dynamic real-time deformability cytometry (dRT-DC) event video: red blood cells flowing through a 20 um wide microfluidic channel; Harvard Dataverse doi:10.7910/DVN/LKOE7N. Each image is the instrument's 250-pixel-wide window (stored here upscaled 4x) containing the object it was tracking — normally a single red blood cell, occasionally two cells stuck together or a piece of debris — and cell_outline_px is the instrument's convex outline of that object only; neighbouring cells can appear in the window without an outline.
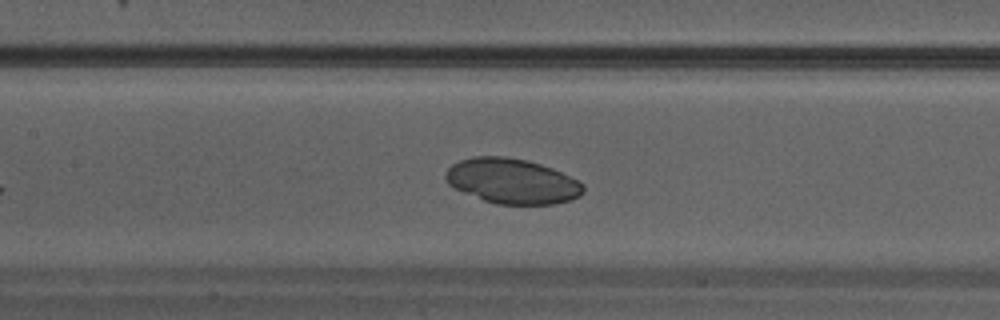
{"species": "Egyptian fruit bat (a non-hibernating species)", "species_latin": "Rousettus aegyptiacus", "temperature_condition": "warm", "stored_images_in_passage": 13, "camera_frame_rate_fps": 3000, "um_per_image_px": 0.085, "animal": {"sex": "male"}, "frame": {"image": 1, "passage_image": 9, "time_ms": 2.667, "image_size_px": [1000, 320], "cell_outline_px": [[584, 192], [580, 196], [556, 204], [496, 204], [484, 200], [464, 192], [448, 184], [444, 176], [444, 172], [452, 164], [460, 160], [472, 156], [504, 156], [528, 160], [552, 168], [584, 184]], "centroid_in_image_um": [43.51, 15.39], "position_along_channel_um": 163.9, "area_um2": 36.13}}
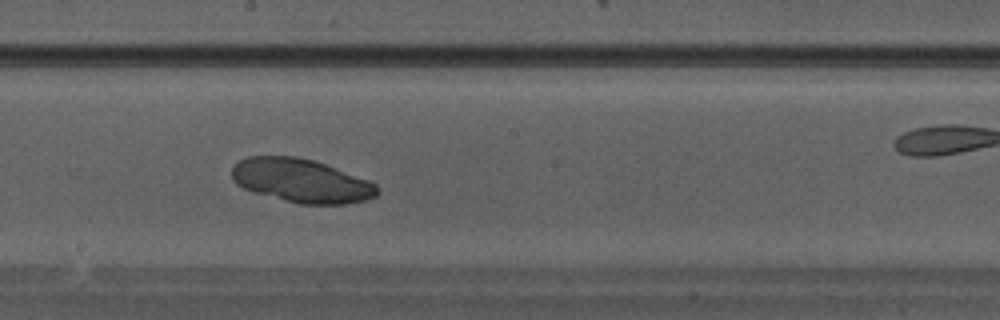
{"frame": {"image": 2, "passage_image": 12, "time_ms": 3.667, "image_size_px": [1000, 320], "cell_outline_px": [[380, 192], [376, 196], [364, 200], [344, 204], [300, 204], [252, 192], [236, 184], [232, 180], [232, 168], [240, 160], [248, 156], [296, 156], [312, 160], [324, 164], [368, 180], [376, 184], [380, 188]], "centroid_in_image_um": [25.6, 15.36], "position_along_channel_um": 222.6, "area_um2": 36.88}}